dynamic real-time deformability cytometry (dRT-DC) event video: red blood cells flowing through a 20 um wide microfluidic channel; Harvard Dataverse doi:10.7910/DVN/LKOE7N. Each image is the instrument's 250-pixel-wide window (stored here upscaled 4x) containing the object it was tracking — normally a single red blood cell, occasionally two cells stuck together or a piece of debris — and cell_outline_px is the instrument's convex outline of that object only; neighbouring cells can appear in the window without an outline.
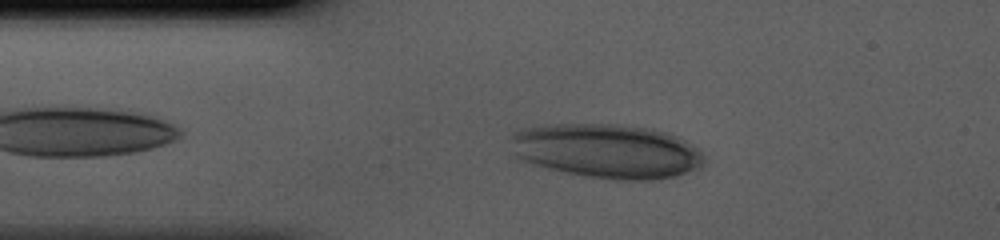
{"species": "human", "species_latin": "Homo sapiens", "temperature_condition": "cold", "stored_images_in_passage": 33, "camera_frame_rate_fps": 3000, "um_per_image_px": 0.085, "donor": {"sex": "male"}, "frame": {"image": 1, "passage_image": 4, "time_ms": 1.0, "image_size_px": [1000, 240], "cell_outline_px": [[704, 164], [700, 168], [676, 176], [652, 180], [616, 180], [584, 176], [564, 172], [532, 164], [520, 160], [512, 156], [508, 136], [524, 128], [544, 124], [624, 124], [652, 128], [668, 132], [680, 136], [692, 144], [704, 156]], "centroid_in_image_um": [51.55, 12.83], "position_along_channel_um": 33.4, "area_um2": 62.42}}
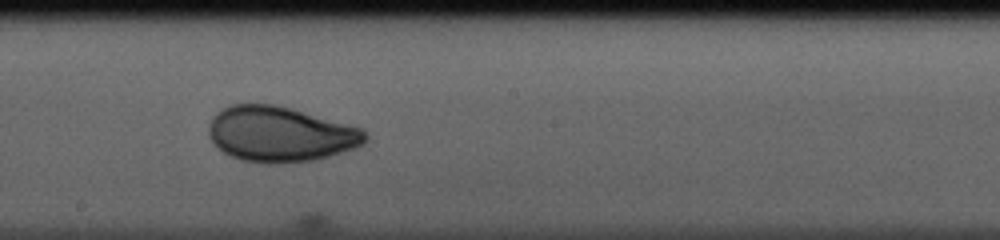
{"frame": {"image": 2, "passage_image": 19, "time_ms": 6.0, "image_size_px": [1000, 240], "cell_outline_px": [[368, 140], [364, 144], [328, 156], [312, 160], [280, 164], [268, 164], [240, 160], [224, 152], [208, 136], [208, 124], [212, 116], [216, 112], [232, 104], [276, 104], [364, 128], [368, 136]], "centroid_in_image_um": [23.82, 11.4], "position_along_channel_um": 224.4, "area_um2": 50.63}}
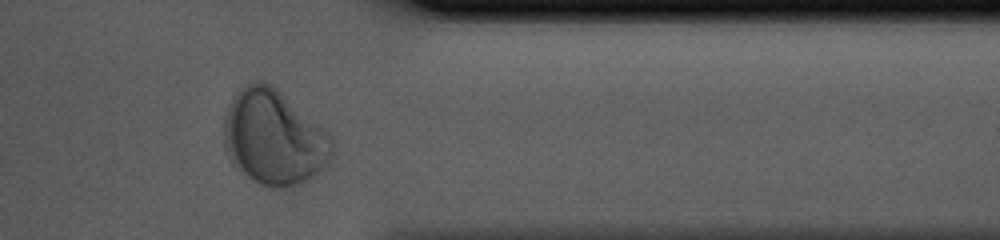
{"frame": {"image": 3, "passage_image": 31, "time_ms": 10.0, "image_size_px": [1000, 240], "cell_outline_px": [[336, 152], [328, 168], [316, 176], [300, 184], [284, 188], [276, 188], [260, 184], [248, 176], [232, 164], [224, 148], [224, 116], [232, 96], [244, 84], [252, 80], [264, 80], [272, 84], [328, 132], [336, 148]], "centroid_in_image_um": [23.32, 11.69], "position_along_channel_um": 388.1, "area_um2": 60.98}}